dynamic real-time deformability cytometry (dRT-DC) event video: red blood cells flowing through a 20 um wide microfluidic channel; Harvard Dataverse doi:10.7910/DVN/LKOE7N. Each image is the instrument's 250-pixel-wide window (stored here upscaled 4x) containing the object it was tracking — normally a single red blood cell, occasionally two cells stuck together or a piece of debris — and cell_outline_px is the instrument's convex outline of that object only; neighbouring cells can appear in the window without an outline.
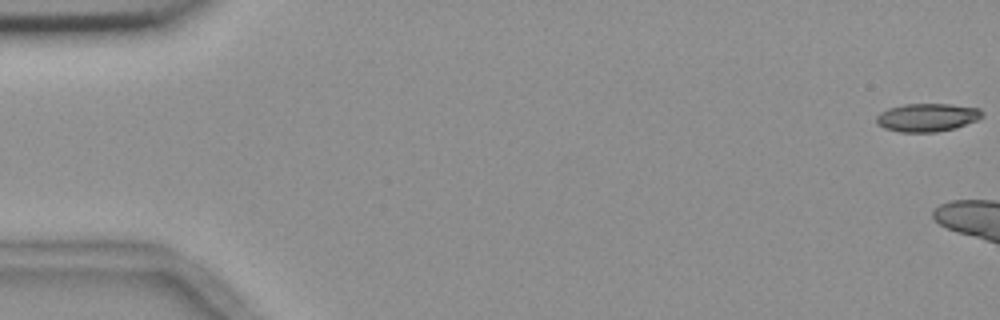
{"species": "common noctule bat (a hibernating species)", "species_latin": "Nyctalus noctula", "temperature_condition": "room temperature", "stored_images_in_passage": 6, "camera_frame_rate_fps": 3000, "um_per_image_px": 0.085, "animal": {"sex": "female", "body_mass_g": 18.4}, "frame": {"image": 1, "passage_image": 1, "time_ms": 0.0, "image_size_px": [1000, 320], "cell_outline_px": [[984, 116], [976, 120], [956, 128], [936, 132], [900, 132], [884, 128], [876, 124], [876, 116], [880, 112], [888, 108], [904, 104], [952, 104], [980, 108], [984, 112]], "centroid_in_image_um": [78.81, 9.98], "position_along_channel_um": 6.2, "area_um2": 17.57}}